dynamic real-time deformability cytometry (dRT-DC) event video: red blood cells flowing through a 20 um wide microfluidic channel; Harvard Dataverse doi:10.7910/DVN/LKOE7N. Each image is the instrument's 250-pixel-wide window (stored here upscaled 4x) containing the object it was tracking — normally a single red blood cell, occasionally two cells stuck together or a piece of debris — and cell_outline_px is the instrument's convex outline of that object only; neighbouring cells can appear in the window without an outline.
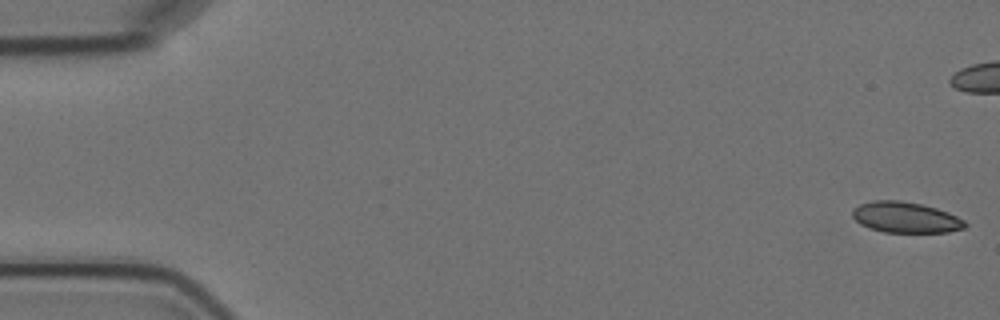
{"species": "Egyptian fruit bat (a non-hibernating species)", "species_latin": "Rousettus aegyptiacus", "temperature_condition": "cold", "stored_images_in_passage": 12, "camera_frame_rate_fps": 3000, "um_per_image_px": 0.085, "animal": {"sex": "female"}, "frame": {"image": 1, "passage_image": 1, "time_ms": 0.0, "image_size_px": [1000, 320], "cell_outline_px": [[968, 224], [964, 228], [948, 232], [884, 232], [868, 228], [860, 224], [852, 216], [852, 208], [860, 204], [872, 200], [900, 200], [920, 204], [936, 208], [948, 212], [964, 220]], "centroid_in_image_um": [76.95, 18.47], "position_along_channel_um": 8.1, "area_um2": 20.29}}